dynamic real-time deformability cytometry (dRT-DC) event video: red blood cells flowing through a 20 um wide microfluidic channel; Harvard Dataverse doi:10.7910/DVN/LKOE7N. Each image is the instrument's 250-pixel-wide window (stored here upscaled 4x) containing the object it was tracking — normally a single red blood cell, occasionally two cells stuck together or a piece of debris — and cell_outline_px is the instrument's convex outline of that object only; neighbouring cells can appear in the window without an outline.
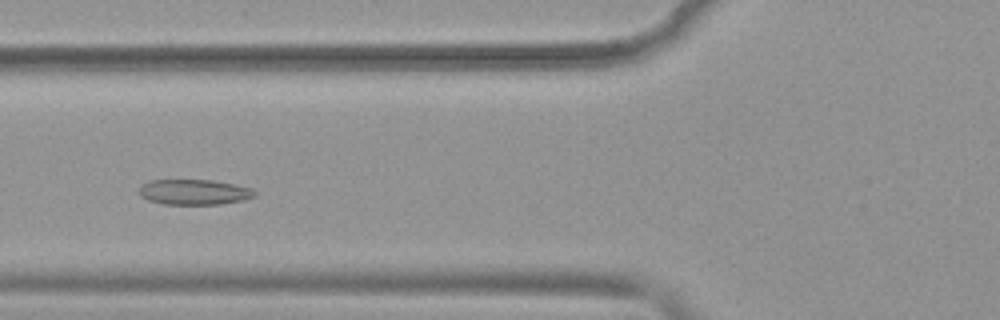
{"species": "common noctule bat (a hibernating species)", "species_latin": "Nyctalus noctula", "temperature_condition": "warm", "stored_images_in_passage": 48, "camera_frame_rate_fps": 3000, "um_per_image_px": 0.085, "animal": {"sex": "female", "body_mass_g": 19.9}, "frame": {"image": 1, "passage_image": 16, "time_ms": 5.0, "image_size_px": [1000, 320], "cell_outline_px": [[256, 196], [244, 200], [220, 204], [164, 204], [148, 200], [140, 196], [140, 184], [148, 180], [212, 180], [236, 184], [252, 188], [256, 192]], "centroid_in_image_um": [16.51, 16.32], "position_along_channel_um": 109.3, "area_um2": 17.22}}
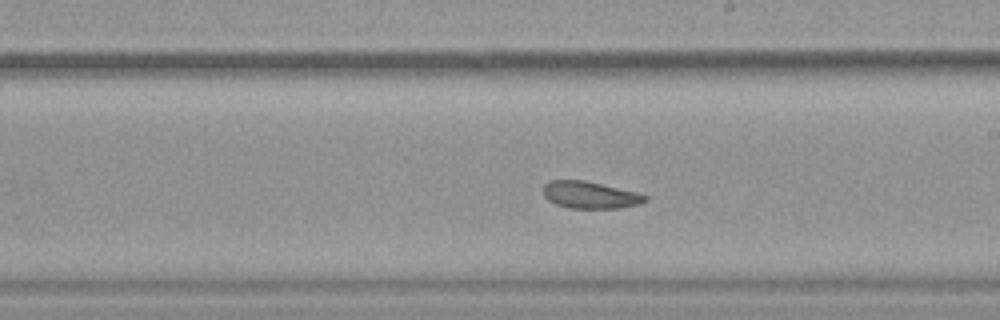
{"frame": {"image": 2, "passage_image": 26, "time_ms": 8.333, "image_size_px": [1000, 320], "cell_outline_px": [[648, 200], [640, 204], [620, 208], [568, 208], [556, 204], [548, 200], [544, 196], [544, 184], [548, 180], [584, 180], [636, 192], [648, 196]], "centroid_in_image_um": [50.15, 16.57], "position_along_channel_um": 238.8, "area_um2": 16.07}}
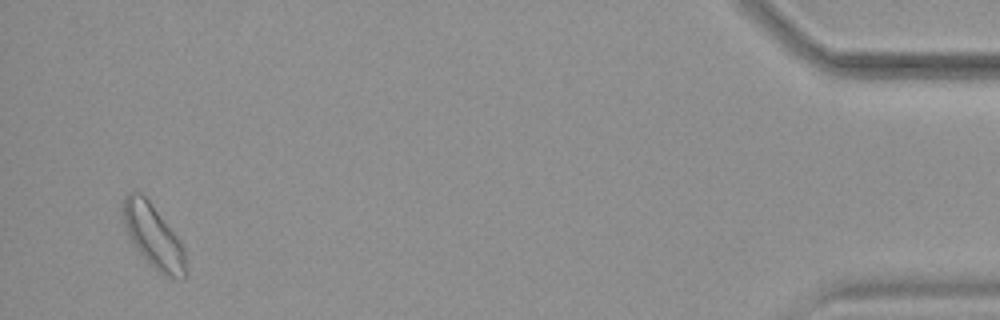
{"frame": {"image": 3, "passage_image": 46, "time_ms": 15.0, "image_size_px": [1000, 320], "cell_outline_px": [[188, 276], [176, 280], [164, 276], [148, 264], [136, 248], [128, 236], [124, 228], [120, 204], [124, 196], [128, 192], [144, 192], [180, 240], [184, 248], [188, 272]], "centroid_in_image_um": [13.03, 20.07], "position_along_channel_um": 422.2, "area_um2": 24.22}, "authors_computed_cell_mechanics": {"area_um2": 17.6868, "velocity_mm_per_s": 3.8961, "shape_relaxation_time_tau1_ms": null, "shape_relaxation_time_tau2_ms": 2.122, "deformation_change_tau1": null, "deformation_change_tau2": 0.0774}}